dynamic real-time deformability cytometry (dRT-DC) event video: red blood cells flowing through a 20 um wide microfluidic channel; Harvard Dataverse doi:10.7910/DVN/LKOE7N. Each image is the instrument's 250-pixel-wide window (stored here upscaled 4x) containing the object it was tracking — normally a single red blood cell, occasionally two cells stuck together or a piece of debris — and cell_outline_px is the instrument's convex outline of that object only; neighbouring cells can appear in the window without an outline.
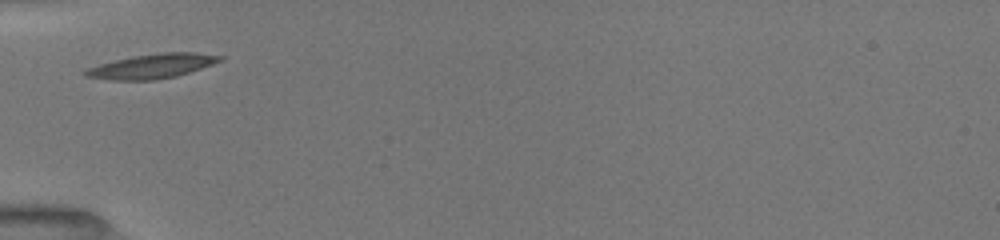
{"species": "common noctule bat (a hibernating species)", "species_latin": "Nyctalus noctula", "temperature_condition": "room temperature", "stored_images_in_passage": 43, "camera_frame_rate_fps": 3000, "um_per_image_px": 0.085, "animal": {"sex": "female", "body_mass_g": 19.5, "forearm_length_mm": 54.1}, "frame": {"image": 1, "passage_image": 1, "time_ms": 0.0, "image_size_px": [1000, 240], "cell_outline_px": [[224, 60], [176, 76], [156, 80], [112, 80], [84, 76], [84, 72], [88, 68], [100, 64], [132, 56], [160, 52], [196, 52], [224, 56]], "centroid_in_image_um": [12.96, 5.61], "position_along_channel_um": 72.0, "area_um2": 19.07}}
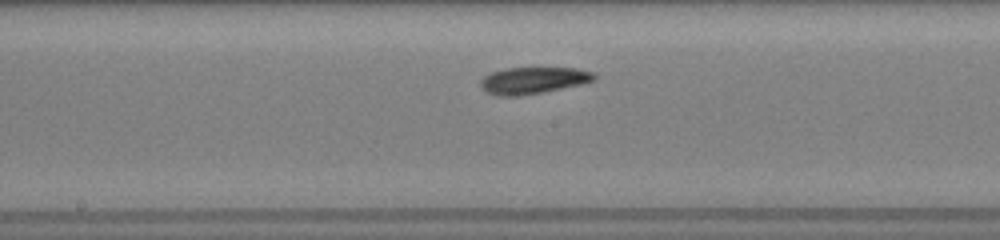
{"frame": {"image": 2, "passage_image": 15, "time_ms": 3.333, "image_size_px": [1000, 240], "cell_outline_px": [[596, 80], [580, 84], [544, 92], [520, 96], [500, 96], [488, 92], [480, 84], [480, 80], [484, 76], [492, 72], [504, 68], [576, 68], [592, 72], [596, 76]], "centroid_in_image_um": [45.32, 6.83], "position_along_channel_um": 202.9, "area_um2": 17.57}}
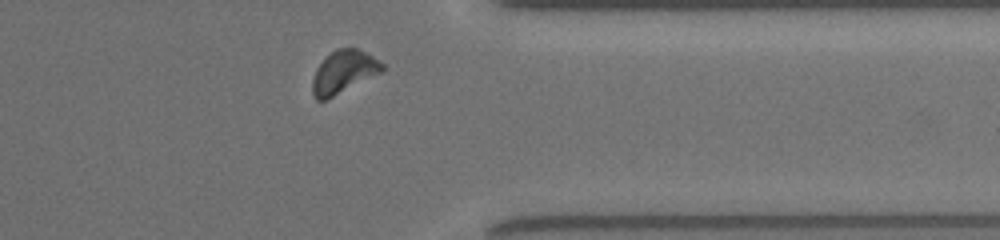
{"frame": {"image": 3, "passage_image": 37, "time_ms": 8.0, "image_size_px": [1000, 240], "cell_outline_px": [[384, 68], [380, 72], [324, 100], [316, 100], [312, 92], [312, 80], [316, 68], [336, 48], [360, 48], [380, 60], [384, 64]], "centroid_in_image_um": [29.21, 6.08], "position_along_channel_um": 382.2, "area_um2": 16.94}, "authors_computed_cell_mechanics": {"area_um2": 17.5134, "velocity_mm_per_s": 3.9541, "shape_relaxation_time_tau1_ms": 2.2003, "shape_relaxation_time_tau2_ms": 8.3069, "deformation_change_tau1": 0.1049, "deformation_change_tau2": 0.1216}}